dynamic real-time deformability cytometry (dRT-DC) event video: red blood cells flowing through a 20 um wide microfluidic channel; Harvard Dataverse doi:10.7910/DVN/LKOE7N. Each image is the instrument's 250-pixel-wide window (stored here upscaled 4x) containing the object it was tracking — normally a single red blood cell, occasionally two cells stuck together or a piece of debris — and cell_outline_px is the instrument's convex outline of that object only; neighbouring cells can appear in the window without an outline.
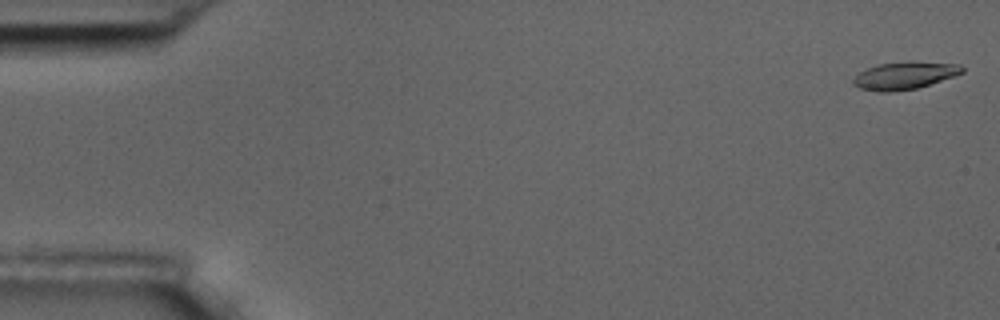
{"species": "common noctule bat (a hibernating species)", "species_latin": "Nyctalus noctula", "temperature_condition": "room temperature", "stored_images_in_passage": 8, "camera_frame_rate_fps": 3000, "um_per_image_px": 0.085, "animal": {"sex": "male", "body_mass_g": 17.5, "forearm_length_mm": 52.3}, "frame": {"image": 1, "passage_image": 1, "time_ms": 0.0, "image_size_px": [1000, 320], "cell_outline_px": [[964, 72], [916, 88], [888, 92], [876, 92], [860, 88], [852, 84], [852, 80], [860, 72], [876, 64], [908, 60], [960, 64], [964, 68]], "centroid_in_image_um": [76.86, 6.39], "position_along_channel_um": 8.1, "area_um2": 17.51}}